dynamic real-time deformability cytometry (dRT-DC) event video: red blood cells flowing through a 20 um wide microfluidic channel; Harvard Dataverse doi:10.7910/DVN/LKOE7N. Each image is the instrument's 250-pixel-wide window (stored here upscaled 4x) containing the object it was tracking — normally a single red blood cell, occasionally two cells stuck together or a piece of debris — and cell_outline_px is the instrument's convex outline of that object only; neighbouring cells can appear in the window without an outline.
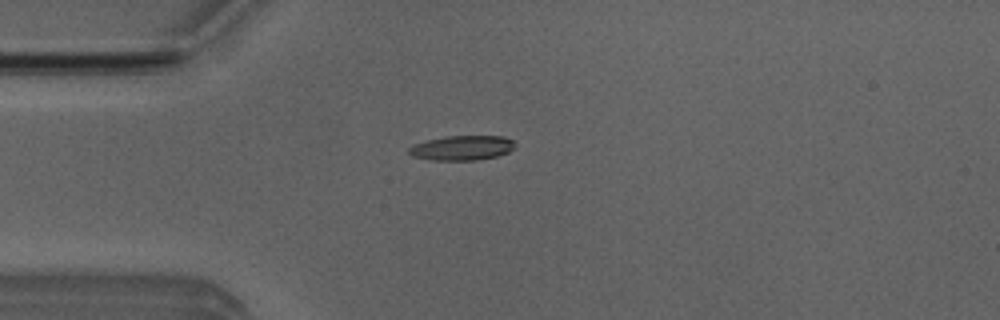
{"species": "Egyptian fruit bat (a non-hibernating species)", "species_latin": "Rousettus aegyptiacus", "temperature_condition": "room temperature", "stored_images_in_passage": 52, "camera_frame_rate_fps": 3000, "um_per_image_px": 0.085, "animal": {"sex": "male"}, "frame": {"image": 1, "passage_image": 14, "time_ms": 4.333, "image_size_px": [1000, 320], "cell_outline_px": [[516, 144], [508, 152], [496, 156], [476, 160], [432, 160], [416, 156], [408, 152], [408, 148], [416, 144], [428, 140], [448, 136], [504, 136], [512, 140]], "centroid_in_image_um": [39.31, 12.56], "position_along_channel_um": 45.7, "area_um2": 14.97}}
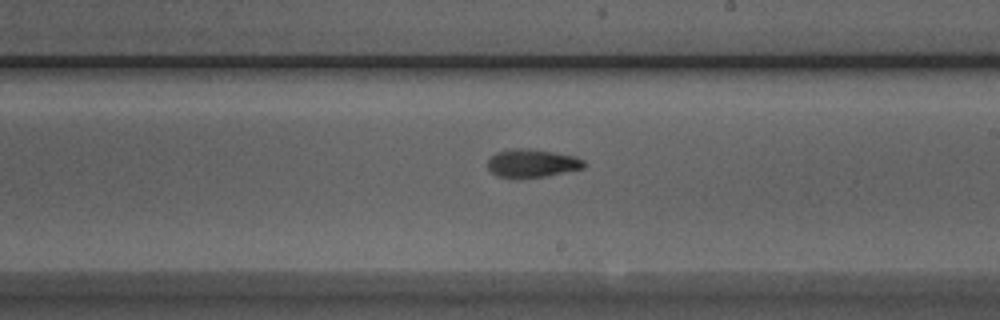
{"frame": {"image": 2, "passage_image": 30, "time_ms": 9.667, "image_size_px": [1000, 320], "cell_outline_px": [[588, 164], [584, 168], [544, 176], [520, 180], [512, 180], [496, 176], [488, 168], [488, 160], [496, 152], [516, 148], [528, 148], [576, 156], [584, 160]], "centroid_in_image_um": [45.21, 13.91], "position_along_channel_um": 243.8, "area_um2": 16.24}}
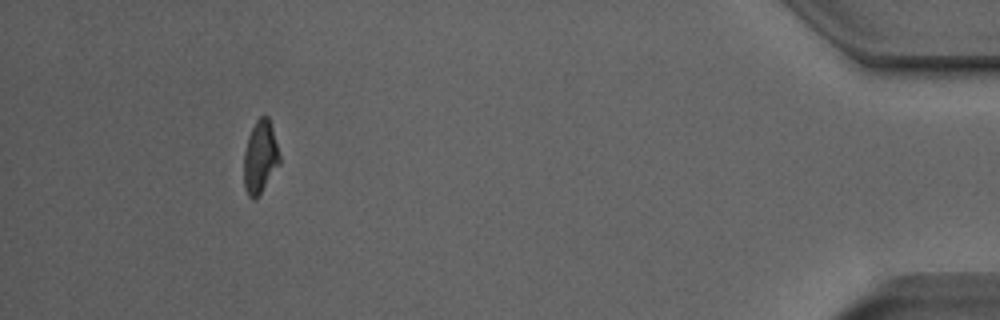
{"frame": {"image": 3, "passage_image": 48, "time_ms": 15.667, "image_size_px": [1000, 320], "cell_outline_px": [[280, 164], [260, 192], [252, 200], [248, 196], [244, 188], [244, 152], [248, 136], [256, 120], [264, 112], [268, 116], [272, 128], [280, 156]], "centroid_in_image_um": [22.11, 13.31], "position_along_channel_um": 413.1, "area_um2": 15.03}, "authors_computed_cell_mechanics": {"area_um2": 15.1436, "velocity_mm_per_s": 3.9841, "shape_relaxation_time_tau1_ms": 8.4319, "shape_relaxation_time_tau2_ms": 3.5164, "deformation_change_tau1": 0.2835, "deformation_change_tau2": 0.1098}}